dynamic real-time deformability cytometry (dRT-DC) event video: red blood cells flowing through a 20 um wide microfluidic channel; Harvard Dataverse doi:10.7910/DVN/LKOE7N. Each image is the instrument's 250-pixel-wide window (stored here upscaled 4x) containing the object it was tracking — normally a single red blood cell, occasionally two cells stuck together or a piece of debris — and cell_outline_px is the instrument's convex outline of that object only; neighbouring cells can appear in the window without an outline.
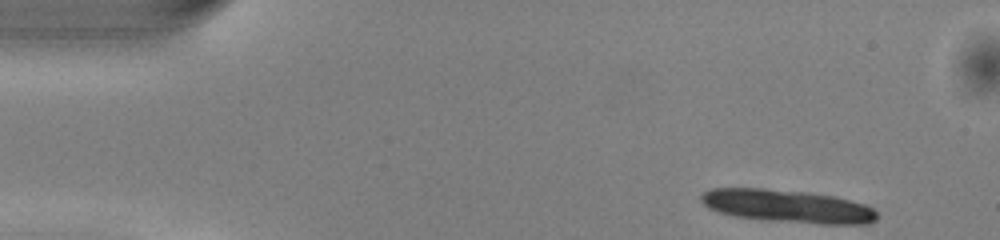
{"species": "common noctule bat (a hibernating species)", "species_latin": "Nyctalus noctula", "temperature_condition": "warm", "stored_images_in_passage": 10, "camera_frame_rate_fps": 3000, "um_per_image_px": 0.085, "animal": {"sex": "male", "body_mass_g": 13.0, "forearm_length_mm": 53.1}, "frame": {"image": 1, "passage_image": 1, "time_ms": 0.0, "image_size_px": [1000, 240], "cell_outline_px": [[876, 220], [868, 224], [820, 224], [768, 220], [736, 216], [716, 212], [708, 208], [700, 200], [700, 196], [704, 192], [712, 188], [764, 188], [808, 192], [836, 196], [864, 204], [872, 208], [876, 212]], "centroid_in_image_um": [66.93, 17.52], "position_along_channel_um": 18.1, "area_um2": 33.87}}